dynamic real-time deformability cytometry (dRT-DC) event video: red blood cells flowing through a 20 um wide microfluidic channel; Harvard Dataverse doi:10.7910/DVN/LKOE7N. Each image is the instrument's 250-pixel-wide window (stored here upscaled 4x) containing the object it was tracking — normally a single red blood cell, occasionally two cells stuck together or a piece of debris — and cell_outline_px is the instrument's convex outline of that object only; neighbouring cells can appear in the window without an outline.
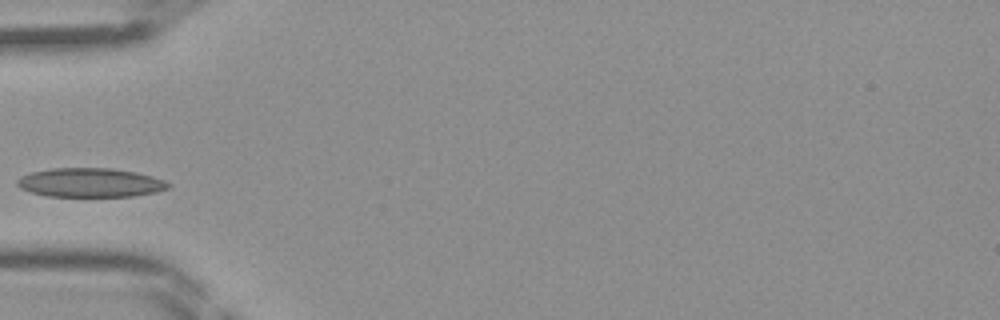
{"species": "Egyptian fruit bat (a non-hibernating species)", "species_latin": "Rousettus aegyptiacus", "temperature_condition": "room temperature", "stored_images_in_passage": 31, "camera_frame_rate_fps": 3000, "um_per_image_px": 0.085, "frame": {"image": 1, "passage_image": 1, "time_ms": 0.0, "image_size_px": [1000, 320], "cell_outline_px": [[172, 184], [168, 188], [156, 192], [132, 196], [48, 196], [32, 192], [20, 188], [16, 184], [16, 180], [20, 176], [32, 172], [52, 168], [112, 168], [136, 172], [152, 176], [164, 180]], "centroid_in_image_um": [7.67, 15.51], "position_along_channel_um": 77.3, "area_um2": 25.55}}
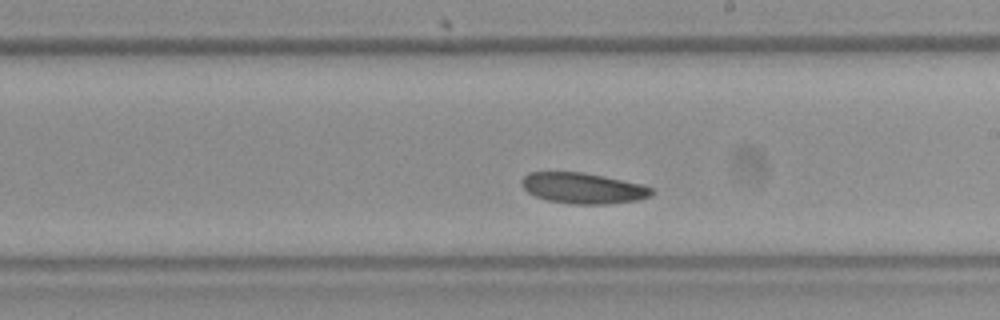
{"frame": {"image": 2, "passage_image": 12, "time_ms": 3.667, "image_size_px": [1000, 320], "cell_outline_px": [[652, 196], [636, 200], [608, 204], [572, 204], [548, 200], [536, 196], [528, 192], [520, 184], [520, 180], [528, 172], [584, 172], [604, 176], [640, 184], [652, 188]], "centroid_in_image_um": [49.53, 15.99], "position_along_channel_um": 239.5, "area_um2": 23.24}}
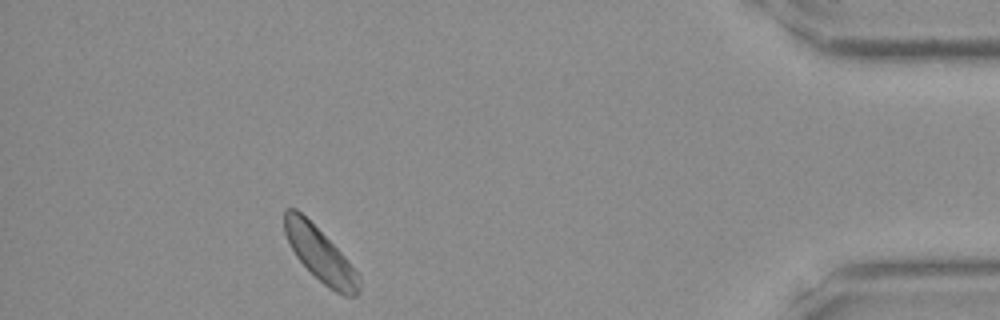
{"frame": {"image": 3, "passage_image": 27, "time_ms": 8.667, "image_size_px": [1000, 320], "cell_outline_px": [[360, 292], [356, 296], [344, 296], [336, 292], [324, 284], [296, 256], [284, 232], [284, 208], [296, 208], [360, 272]], "centroid_in_image_um": [27.25, 21.66], "position_along_channel_um": 408.0, "area_um2": 22.89}}